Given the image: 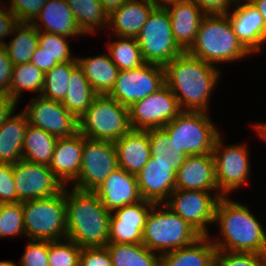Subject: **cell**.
Segmentation results:
<instances>
[{"label":"cell","mask_w":266,"mask_h":266,"mask_svg":"<svg viewBox=\"0 0 266 266\" xmlns=\"http://www.w3.org/2000/svg\"><path fill=\"white\" fill-rule=\"evenodd\" d=\"M166 85L174 93L182 111L209 112L210 98L219 83V67L184 51L165 67Z\"/></svg>","instance_id":"6da1fadb"},{"label":"cell","mask_w":266,"mask_h":266,"mask_svg":"<svg viewBox=\"0 0 266 266\" xmlns=\"http://www.w3.org/2000/svg\"><path fill=\"white\" fill-rule=\"evenodd\" d=\"M214 223L222 235L210 237L216 251L266 254V231L246 205L220 197Z\"/></svg>","instance_id":"7a4b0ae2"},{"label":"cell","mask_w":266,"mask_h":266,"mask_svg":"<svg viewBox=\"0 0 266 266\" xmlns=\"http://www.w3.org/2000/svg\"><path fill=\"white\" fill-rule=\"evenodd\" d=\"M66 238L83 247H105L111 213L94 191L65 186Z\"/></svg>","instance_id":"3957f363"},{"label":"cell","mask_w":266,"mask_h":266,"mask_svg":"<svg viewBox=\"0 0 266 266\" xmlns=\"http://www.w3.org/2000/svg\"><path fill=\"white\" fill-rule=\"evenodd\" d=\"M187 52L213 66L251 56L237 39L227 14H206Z\"/></svg>","instance_id":"277c9868"},{"label":"cell","mask_w":266,"mask_h":266,"mask_svg":"<svg viewBox=\"0 0 266 266\" xmlns=\"http://www.w3.org/2000/svg\"><path fill=\"white\" fill-rule=\"evenodd\" d=\"M202 235L164 203L154 204L148 214L142 244L162 255L192 244Z\"/></svg>","instance_id":"5b68a950"},{"label":"cell","mask_w":266,"mask_h":266,"mask_svg":"<svg viewBox=\"0 0 266 266\" xmlns=\"http://www.w3.org/2000/svg\"><path fill=\"white\" fill-rule=\"evenodd\" d=\"M22 207L25 238L39 241L66 238L65 187L55 196L24 201Z\"/></svg>","instance_id":"8992f818"},{"label":"cell","mask_w":266,"mask_h":266,"mask_svg":"<svg viewBox=\"0 0 266 266\" xmlns=\"http://www.w3.org/2000/svg\"><path fill=\"white\" fill-rule=\"evenodd\" d=\"M78 123L79 133L92 140L115 142L131 130L128 107L108 95H97Z\"/></svg>","instance_id":"52a82bcc"},{"label":"cell","mask_w":266,"mask_h":266,"mask_svg":"<svg viewBox=\"0 0 266 266\" xmlns=\"http://www.w3.org/2000/svg\"><path fill=\"white\" fill-rule=\"evenodd\" d=\"M207 112L181 111L162 129L187 156L212 153L220 135Z\"/></svg>","instance_id":"ba28073f"},{"label":"cell","mask_w":266,"mask_h":266,"mask_svg":"<svg viewBox=\"0 0 266 266\" xmlns=\"http://www.w3.org/2000/svg\"><path fill=\"white\" fill-rule=\"evenodd\" d=\"M145 63L165 67L184 51L176 43L165 7H155L136 37Z\"/></svg>","instance_id":"9c48e42d"},{"label":"cell","mask_w":266,"mask_h":266,"mask_svg":"<svg viewBox=\"0 0 266 266\" xmlns=\"http://www.w3.org/2000/svg\"><path fill=\"white\" fill-rule=\"evenodd\" d=\"M221 136L220 134L215 140L212 153L218 193L222 197H229L232 191H238L241 186H246L247 179L251 176L250 154L246 144L223 145Z\"/></svg>","instance_id":"30bf717a"},{"label":"cell","mask_w":266,"mask_h":266,"mask_svg":"<svg viewBox=\"0 0 266 266\" xmlns=\"http://www.w3.org/2000/svg\"><path fill=\"white\" fill-rule=\"evenodd\" d=\"M118 167L114 142L92 140L84 136L80 172L73 188L94 191Z\"/></svg>","instance_id":"8fae6325"},{"label":"cell","mask_w":266,"mask_h":266,"mask_svg":"<svg viewBox=\"0 0 266 266\" xmlns=\"http://www.w3.org/2000/svg\"><path fill=\"white\" fill-rule=\"evenodd\" d=\"M165 84V68L146 63L135 69L119 71L108 96L129 108L133 103L158 91Z\"/></svg>","instance_id":"7c38bea8"},{"label":"cell","mask_w":266,"mask_h":266,"mask_svg":"<svg viewBox=\"0 0 266 266\" xmlns=\"http://www.w3.org/2000/svg\"><path fill=\"white\" fill-rule=\"evenodd\" d=\"M128 109L129 122L133 130L163 128L182 111L177 98L166 84L158 91L133 103Z\"/></svg>","instance_id":"4fadbf2b"},{"label":"cell","mask_w":266,"mask_h":266,"mask_svg":"<svg viewBox=\"0 0 266 266\" xmlns=\"http://www.w3.org/2000/svg\"><path fill=\"white\" fill-rule=\"evenodd\" d=\"M210 192L213 191L175 189L164 204L202 236H209L208 226L214 224L215 207L222 197Z\"/></svg>","instance_id":"5bb4252c"},{"label":"cell","mask_w":266,"mask_h":266,"mask_svg":"<svg viewBox=\"0 0 266 266\" xmlns=\"http://www.w3.org/2000/svg\"><path fill=\"white\" fill-rule=\"evenodd\" d=\"M29 103L23 112L30 125L41 128L57 138H68L79 132L78 118L61 102L38 95Z\"/></svg>","instance_id":"9a60e30c"},{"label":"cell","mask_w":266,"mask_h":266,"mask_svg":"<svg viewBox=\"0 0 266 266\" xmlns=\"http://www.w3.org/2000/svg\"><path fill=\"white\" fill-rule=\"evenodd\" d=\"M15 191L20 202L49 198L59 194L63 184L46 165L31 163L21 159L12 165Z\"/></svg>","instance_id":"2e32d148"},{"label":"cell","mask_w":266,"mask_h":266,"mask_svg":"<svg viewBox=\"0 0 266 266\" xmlns=\"http://www.w3.org/2000/svg\"><path fill=\"white\" fill-rule=\"evenodd\" d=\"M155 203L141 200L111 212L108 243H142L143 230L149 212Z\"/></svg>","instance_id":"e0dca14e"},{"label":"cell","mask_w":266,"mask_h":266,"mask_svg":"<svg viewBox=\"0 0 266 266\" xmlns=\"http://www.w3.org/2000/svg\"><path fill=\"white\" fill-rule=\"evenodd\" d=\"M235 0L233 12L227 16L239 42L252 55L261 52L266 42V25L257 8L250 0Z\"/></svg>","instance_id":"ac0fdd59"},{"label":"cell","mask_w":266,"mask_h":266,"mask_svg":"<svg viewBox=\"0 0 266 266\" xmlns=\"http://www.w3.org/2000/svg\"><path fill=\"white\" fill-rule=\"evenodd\" d=\"M141 198L155 204L165 203L176 189V173L163 161H149L136 175Z\"/></svg>","instance_id":"d6986e66"},{"label":"cell","mask_w":266,"mask_h":266,"mask_svg":"<svg viewBox=\"0 0 266 266\" xmlns=\"http://www.w3.org/2000/svg\"><path fill=\"white\" fill-rule=\"evenodd\" d=\"M94 192L110 213L142 200L136 175L121 168L113 171Z\"/></svg>","instance_id":"ffe728a7"},{"label":"cell","mask_w":266,"mask_h":266,"mask_svg":"<svg viewBox=\"0 0 266 266\" xmlns=\"http://www.w3.org/2000/svg\"><path fill=\"white\" fill-rule=\"evenodd\" d=\"M176 189L219 194L213 153L187 156L176 172Z\"/></svg>","instance_id":"44dd1931"},{"label":"cell","mask_w":266,"mask_h":266,"mask_svg":"<svg viewBox=\"0 0 266 266\" xmlns=\"http://www.w3.org/2000/svg\"><path fill=\"white\" fill-rule=\"evenodd\" d=\"M84 136L79 132L68 138H58L49 168L55 177L67 186L76 181L82 161Z\"/></svg>","instance_id":"7402d4cb"},{"label":"cell","mask_w":266,"mask_h":266,"mask_svg":"<svg viewBox=\"0 0 266 266\" xmlns=\"http://www.w3.org/2000/svg\"><path fill=\"white\" fill-rule=\"evenodd\" d=\"M169 13L173 36L183 51L194 44L205 13L192 1L186 0L165 7Z\"/></svg>","instance_id":"603a6c76"},{"label":"cell","mask_w":266,"mask_h":266,"mask_svg":"<svg viewBox=\"0 0 266 266\" xmlns=\"http://www.w3.org/2000/svg\"><path fill=\"white\" fill-rule=\"evenodd\" d=\"M39 22L43 25V29L40 28ZM31 23L41 32L69 38L84 36L66 0H48Z\"/></svg>","instance_id":"cb8c5ba5"},{"label":"cell","mask_w":266,"mask_h":266,"mask_svg":"<svg viewBox=\"0 0 266 266\" xmlns=\"http://www.w3.org/2000/svg\"><path fill=\"white\" fill-rule=\"evenodd\" d=\"M155 7L151 0H129L109 15L108 28L114 37L136 38Z\"/></svg>","instance_id":"d4e9b609"},{"label":"cell","mask_w":266,"mask_h":266,"mask_svg":"<svg viewBox=\"0 0 266 266\" xmlns=\"http://www.w3.org/2000/svg\"><path fill=\"white\" fill-rule=\"evenodd\" d=\"M118 167L137 175L150 158V145L147 130L131 129L114 142Z\"/></svg>","instance_id":"484cf974"},{"label":"cell","mask_w":266,"mask_h":266,"mask_svg":"<svg viewBox=\"0 0 266 266\" xmlns=\"http://www.w3.org/2000/svg\"><path fill=\"white\" fill-rule=\"evenodd\" d=\"M215 253L210 235L201 236L188 246L160 255L159 266H214Z\"/></svg>","instance_id":"4316f807"},{"label":"cell","mask_w":266,"mask_h":266,"mask_svg":"<svg viewBox=\"0 0 266 266\" xmlns=\"http://www.w3.org/2000/svg\"><path fill=\"white\" fill-rule=\"evenodd\" d=\"M29 125L26 114H12L0 126V164H15L22 159L24 135Z\"/></svg>","instance_id":"83f0119b"},{"label":"cell","mask_w":266,"mask_h":266,"mask_svg":"<svg viewBox=\"0 0 266 266\" xmlns=\"http://www.w3.org/2000/svg\"><path fill=\"white\" fill-rule=\"evenodd\" d=\"M78 65L97 95H108L114 87L119 68L112 62L109 54L77 57Z\"/></svg>","instance_id":"f1b7e54d"},{"label":"cell","mask_w":266,"mask_h":266,"mask_svg":"<svg viewBox=\"0 0 266 266\" xmlns=\"http://www.w3.org/2000/svg\"><path fill=\"white\" fill-rule=\"evenodd\" d=\"M11 35L13 39L3 47L13 65L30 62L33 52L39 46V31L32 23L18 22Z\"/></svg>","instance_id":"f546056e"},{"label":"cell","mask_w":266,"mask_h":266,"mask_svg":"<svg viewBox=\"0 0 266 266\" xmlns=\"http://www.w3.org/2000/svg\"><path fill=\"white\" fill-rule=\"evenodd\" d=\"M57 140V137L29 124L24 135L22 159L49 166Z\"/></svg>","instance_id":"4dcf8cb0"},{"label":"cell","mask_w":266,"mask_h":266,"mask_svg":"<svg viewBox=\"0 0 266 266\" xmlns=\"http://www.w3.org/2000/svg\"><path fill=\"white\" fill-rule=\"evenodd\" d=\"M96 96L97 94L89 84L82 68L77 65L71 71L68 90L61 103L79 119L91 106Z\"/></svg>","instance_id":"1f68e13d"},{"label":"cell","mask_w":266,"mask_h":266,"mask_svg":"<svg viewBox=\"0 0 266 266\" xmlns=\"http://www.w3.org/2000/svg\"><path fill=\"white\" fill-rule=\"evenodd\" d=\"M66 2L84 35H94L100 29H107L109 15L100 0H66Z\"/></svg>","instance_id":"d6a6232c"},{"label":"cell","mask_w":266,"mask_h":266,"mask_svg":"<svg viewBox=\"0 0 266 266\" xmlns=\"http://www.w3.org/2000/svg\"><path fill=\"white\" fill-rule=\"evenodd\" d=\"M113 266H159L160 255L139 244L108 243Z\"/></svg>","instance_id":"836d02e7"},{"label":"cell","mask_w":266,"mask_h":266,"mask_svg":"<svg viewBox=\"0 0 266 266\" xmlns=\"http://www.w3.org/2000/svg\"><path fill=\"white\" fill-rule=\"evenodd\" d=\"M150 155L154 160L163 161L176 173L184 163L187 155L180 151L168 134L162 129H148Z\"/></svg>","instance_id":"e575fe53"},{"label":"cell","mask_w":266,"mask_h":266,"mask_svg":"<svg viewBox=\"0 0 266 266\" xmlns=\"http://www.w3.org/2000/svg\"><path fill=\"white\" fill-rule=\"evenodd\" d=\"M44 78L45 73L32 62L14 65L9 97L18 103L21 94L25 91L35 92L40 96L44 86Z\"/></svg>","instance_id":"d590c367"},{"label":"cell","mask_w":266,"mask_h":266,"mask_svg":"<svg viewBox=\"0 0 266 266\" xmlns=\"http://www.w3.org/2000/svg\"><path fill=\"white\" fill-rule=\"evenodd\" d=\"M117 38L118 40L107 43V53L120 71L135 69L146 64L136 38Z\"/></svg>","instance_id":"8d00e7d4"},{"label":"cell","mask_w":266,"mask_h":266,"mask_svg":"<svg viewBox=\"0 0 266 266\" xmlns=\"http://www.w3.org/2000/svg\"><path fill=\"white\" fill-rule=\"evenodd\" d=\"M78 62L59 63L45 73L41 97L62 102L68 90L71 71Z\"/></svg>","instance_id":"74e56055"},{"label":"cell","mask_w":266,"mask_h":266,"mask_svg":"<svg viewBox=\"0 0 266 266\" xmlns=\"http://www.w3.org/2000/svg\"><path fill=\"white\" fill-rule=\"evenodd\" d=\"M82 248L65 238L48 241L49 266H79Z\"/></svg>","instance_id":"f35d334b"},{"label":"cell","mask_w":266,"mask_h":266,"mask_svg":"<svg viewBox=\"0 0 266 266\" xmlns=\"http://www.w3.org/2000/svg\"><path fill=\"white\" fill-rule=\"evenodd\" d=\"M25 236L22 202L0 204V238Z\"/></svg>","instance_id":"ab89813d"},{"label":"cell","mask_w":266,"mask_h":266,"mask_svg":"<svg viewBox=\"0 0 266 266\" xmlns=\"http://www.w3.org/2000/svg\"><path fill=\"white\" fill-rule=\"evenodd\" d=\"M68 37L39 31V47L43 52L58 63L77 62L71 55Z\"/></svg>","instance_id":"60d3db41"},{"label":"cell","mask_w":266,"mask_h":266,"mask_svg":"<svg viewBox=\"0 0 266 266\" xmlns=\"http://www.w3.org/2000/svg\"><path fill=\"white\" fill-rule=\"evenodd\" d=\"M214 266H266V254L216 251Z\"/></svg>","instance_id":"b9f144b4"},{"label":"cell","mask_w":266,"mask_h":266,"mask_svg":"<svg viewBox=\"0 0 266 266\" xmlns=\"http://www.w3.org/2000/svg\"><path fill=\"white\" fill-rule=\"evenodd\" d=\"M48 262V241L28 240L21 266H49Z\"/></svg>","instance_id":"7bdbcfd3"},{"label":"cell","mask_w":266,"mask_h":266,"mask_svg":"<svg viewBox=\"0 0 266 266\" xmlns=\"http://www.w3.org/2000/svg\"><path fill=\"white\" fill-rule=\"evenodd\" d=\"M48 0H7L18 22L31 23Z\"/></svg>","instance_id":"ee69618b"},{"label":"cell","mask_w":266,"mask_h":266,"mask_svg":"<svg viewBox=\"0 0 266 266\" xmlns=\"http://www.w3.org/2000/svg\"><path fill=\"white\" fill-rule=\"evenodd\" d=\"M11 164H0V204L19 203Z\"/></svg>","instance_id":"f6af8a7d"},{"label":"cell","mask_w":266,"mask_h":266,"mask_svg":"<svg viewBox=\"0 0 266 266\" xmlns=\"http://www.w3.org/2000/svg\"><path fill=\"white\" fill-rule=\"evenodd\" d=\"M79 266H113L106 247H83Z\"/></svg>","instance_id":"bcb514c9"},{"label":"cell","mask_w":266,"mask_h":266,"mask_svg":"<svg viewBox=\"0 0 266 266\" xmlns=\"http://www.w3.org/2000/svg\"><path fill=\"white\" fill-rule=\"evenodd\" d=\"M13 67L5 48L0 47V94L10 93Z\"/></svg>","instance_id":"7dc6e473"},{"label":"cell","mask_w":266,"mask_h":266,"mask_svg":"<svg viewBox=\"0 0 266 266\" xmlns=\"http://www.w3.org/2000/svg\"><path fill=\"white\" fill-rule=\"evenodd\" d=\"M205 14H227L235 0H192Z\"/></svg>","instance_id":"c3c4849f"},{"label":"cell","mask_w":266,"mask_h":266,"mask_svg":"<svg viewBox=\"0 0 266 266\" xmlns=\"http://www.w3.org/2000/svg\"><path fill=\"white\" fill-rule=\"evenodd\" d=\"M18 23L15 15L6 7L0 9V47L7 42L4 38L11 35L14 26Z\"/></svg>","instance_id":"681fc988"},{"label":"cell","mask_w":266,"mask_h":266,"mask_svg":"<svg viewBox=\"0 0 266 266\" xmlns=\"http://www.w3.org/2000/svg\"><path fill=\"white\" fill-rule=\"evenodd\" d=\"M30 62L43 73H47L50 69L59 64L55 59L47 56L39 46L36 51L33 52Z\"/></svg>","instance_id":"f907efd6"},{"label":"cell","mask_w":266,"mask_h":266,"mask_svg":"<svg viewBox=\"0 0 266 266\" xmlns=\"http://www.w3.org/2000/svg\"><path fill=\"white\" fill-rule=\"evenodd\" d=\"M18 103L9 95L0 94V126L12 115Z\"/></svg>","instance_id":"816d5d0a"},{"label":"cell","mask_w":266,"mask_h":266,"mask_svg":"<svg viewBox=\"0 0 266 266\" xmlns=\"http://www.w3.org/2000/svg\"><path fill=\"white\" fill-rule=\"evenodd\" d=\"M104 10L110 15L114 10L119 9L129 0H100Z\"/></svg>","instance_id":"f5cc1de1"},{"label":"cell","mask_w":266,"mask_h":266,"mask_svg":"<svg viewBox=\"0 0 266 266\" xmlns=\"http://www.w3.org/2000/svg\"><path fill=\"white\" fill-rule=\"evenodd\" d=\"M250 1L260 12L266 25V0H250Z\"/></svg>","instance_id":"db71d44e"},{"label":"cell","mask_w":266,"mask_h":266,"mask_svg":"<svg viewBox=\"0 0 266 266\" xmlns=\"http://www.w3.org/2000/svg\"><path fill=\"white\" fill-rule=\"evenodd\" d=\"M255 130L257 131V135H259V137H261L263 139V141H266V122H259L255 125H252Z\"/></svg>","instance_id":"11a10c76"},{"label":"cell","mask_w":266,"mask_h":266,"mask_svg":"<svg viewBox=\"0 0 266 266\" xmlns=\"http://www.w3.org/2000/svg\"><path fill=\"white\" fill-rule=\"evenodd\" d=\"M151 1L155 3L156 7H166L170 4L179 3L186 0H151Z\"/></svg>","instance_id":"9f6ffc18"},{"label":"cell","mask_w":266,"mask_h":266,"mask_svg":"<svg viewBox=\"0 0 266 266\" xmlns=\"http://www.w3.org/2000/svg\"><path fill=\"white\" fill-rule=\"evenodd\" d=\"M0 266H17L13 261H0Z\"/></svg>","instance_id":"6f0895ef"},{"label":"cell","mask_w":266,"mask_h":266,"mask_svg":"<svg viewBox=\"0 0 266 266\" xmlns=\"http://www.w3.org/2000/svg\"><path fill=\"white\" fill-rule=\"evenodd\" d=\"M2 1H3V0H0V5H1V6H0V9H3V8H5V7H6V6H5V5H6V3L4 4V2L2 3Z\"/></svg>","instance_id":"680465c9"}]
</instances>
